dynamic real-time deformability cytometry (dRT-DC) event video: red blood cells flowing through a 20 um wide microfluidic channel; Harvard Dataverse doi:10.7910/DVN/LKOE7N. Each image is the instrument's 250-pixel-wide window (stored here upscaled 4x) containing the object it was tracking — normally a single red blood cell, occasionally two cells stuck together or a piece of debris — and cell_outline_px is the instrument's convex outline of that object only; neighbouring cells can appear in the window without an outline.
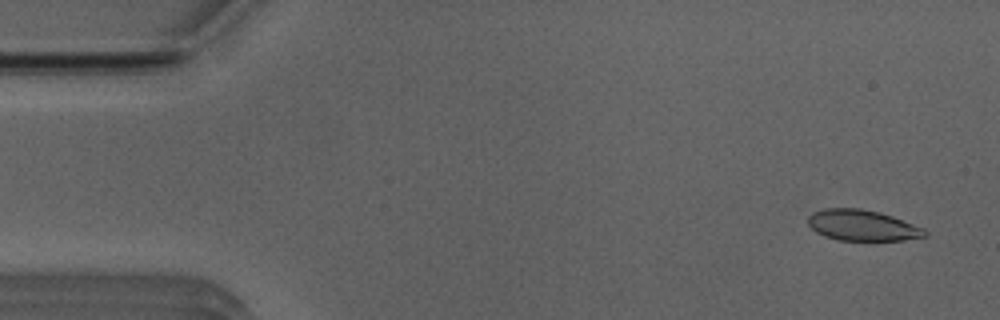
{"species": "Egyptian fruit bat (a non-hibernating species)", "species_latin": "Rousettus aegyptiacus", "temperature_condition": "room temperature", "stored_images_in_passage": 14, "camera_frame_rate_fps": 3000, "um_per_image_px": 0.085, "animal": {"sex": "male"}, "frame": {"image": 1, "passage_image": 3, "time_ms": 0.667, "image_size_px": [1000, 320], "cell_outline_px": [[928, 236], [904, 240], [876, 244], [836, 240], [824, 236], [816, 232], [808, 224], [808, 216], [812, 212], [824, 208], [860, 208], [880, 212], [892, 216], [924, 228], [928, 232]], "centroid_in_image_um": [73.33, 19.21], "position_along_channel_um": 11.7, "area_um2": 22.14}}